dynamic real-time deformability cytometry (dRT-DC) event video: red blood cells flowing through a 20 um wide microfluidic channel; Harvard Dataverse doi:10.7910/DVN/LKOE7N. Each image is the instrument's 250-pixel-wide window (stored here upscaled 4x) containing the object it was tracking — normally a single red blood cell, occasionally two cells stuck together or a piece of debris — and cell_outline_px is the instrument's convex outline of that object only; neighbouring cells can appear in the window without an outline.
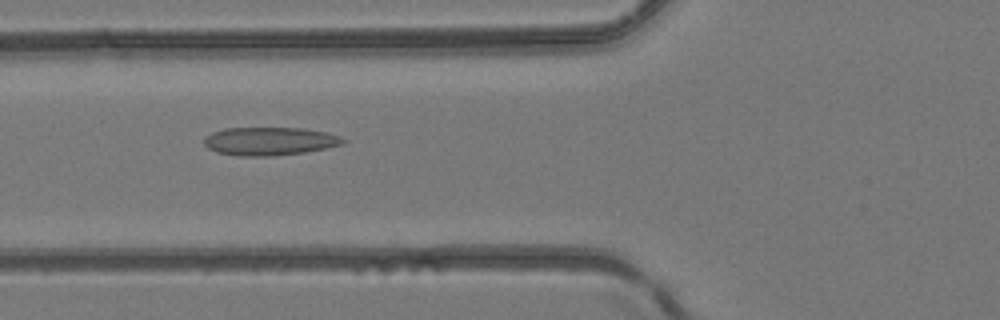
{"species": "common noctule bat (a hibernating species)", "species_latin": "Nyctalus noctula", "temperature_condition": "room temperature", "stored_images_in_passage": 43, "camera_frame_rate_fps": 3000, "um_per_image_px": 0.085, "animal": {"sex": "female", "body_mass_g": 24.6, "forearm_length_mm": 56.2}, "frame": {"image": 1, "passage_image": 14, "time_ms": 4.333, "image_size_px": [1000, 320], "cell_outline_px": [[348, 140], [344, 144], [328, 148], [304, 152], [272, 156], [240, 156], [216, 152], [208, 148], [204, 144], [204, 136], [212, 132], [224, 128], [304, 128], [324, 132], [340, 136]], "centroid_in_image_um": [22.92, 12.0], "position_along_channel_um": 102.9, "area_um2": 23.0}}
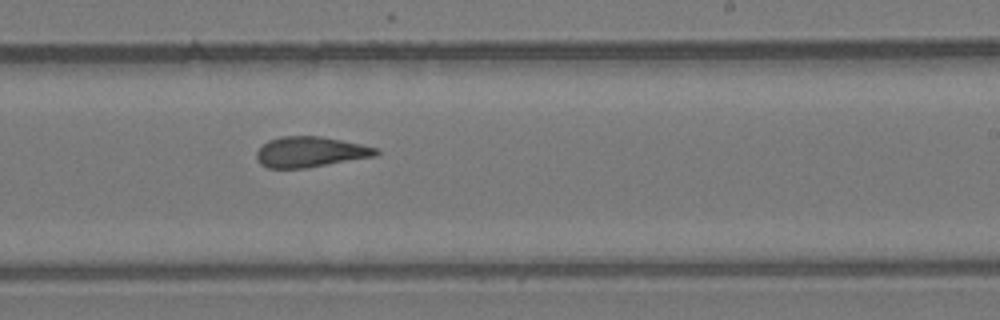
{"frame": {"image": 2, "passage_image": 25, "time_ms": 8.0, "image_size_px": [1000, 320], "cell_outline_px": [[380, 152], [376, 156], [304, 168], [268, 168], [260, 164], [256, 160], [256, 152], [268, 140], [280, 136], [320, 136], [360, 144], [376, 148]], "centroid_in_image_um": [26.34, 12.91], "position_along_channel_um": 262.7, "area_um2": 21.1}}
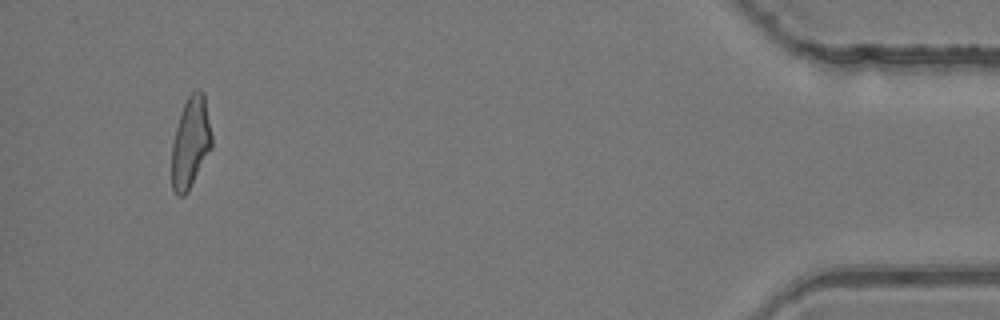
{"frame": {"image": 3, "passage_image": 41, "time_ms": 13.333, "image_size_px": [1000, 320], "cell_outline_px": [[212, 148], [188, 192], [184, 196], [176, 196], [172, 192], [172, 144], [176, 128], [184, 104], [188, 96], [192, 92], [200, 88], [204, 92], [212, 136]], "centroid_in_image_um": [16.21, 12.15], "position_along_channel_um": 419.0, "area_um2": 21.39}}